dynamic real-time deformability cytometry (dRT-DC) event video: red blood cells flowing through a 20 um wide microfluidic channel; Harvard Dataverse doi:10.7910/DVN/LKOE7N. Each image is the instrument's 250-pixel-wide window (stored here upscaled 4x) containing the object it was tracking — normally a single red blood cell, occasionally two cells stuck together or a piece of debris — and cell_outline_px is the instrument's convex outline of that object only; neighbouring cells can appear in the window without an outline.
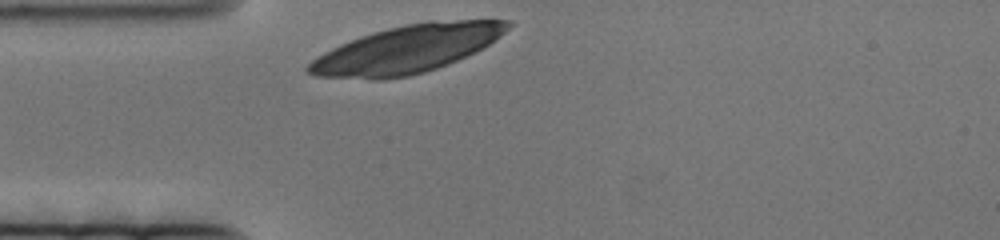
{"species": "human", "species_latin": "Homo sapiens", "temperature_condition": "cold", "stored_images_in_passage": 44, "camera_frame_rate_fps": 3000, "um_per_image_px": 0.085, "donor": {"sex": "female"}, "frame": {"image": 1, "passage_image": 1, "time_ms": 0.0, "image_size_px": [1000, 240], "cell_outline_px": [[512, 24], [500, 36], [488, 44], [448, 64], [424, 72], [408, 76], [380, 80], [372, 80], [316, 76], [308, 72], [304, 68], [316, 56], [340, 44], [388, 28], [428, 20], [512, 20]], "centroid_in_image_um": [34.55, 4.19], "position_along_channel_um": 50.5, "area_um2": 54.68}}
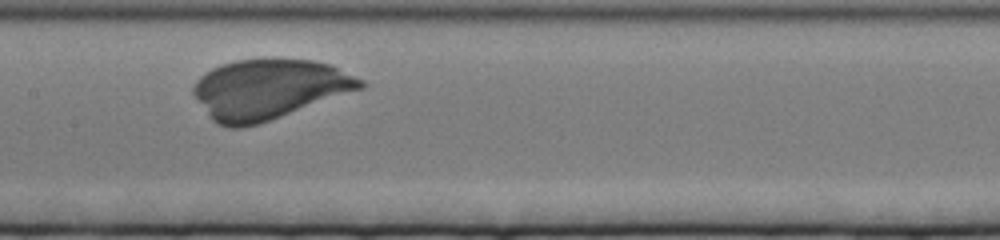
{"frame": {"image": 2, "passage_image": 19, "time_ms": 6.0, "image_size_px": [1000, 240], "cell_outline_px": [[368, 84], [364, 88], [260, 124], [240, 128], [228, 128], [216, 124], [212, 120], [192, 92], [192, 88], [196, 80], [200, 76], [212, 68], [220, 64], [236, 60], [264, 56], [276, 56], [316, 60], [332, 64], [364, 80]], "centroid_in_image_um": [22.89, 7.54], "position_along_channel_um": 184.5, "area_um2": 59.77}}
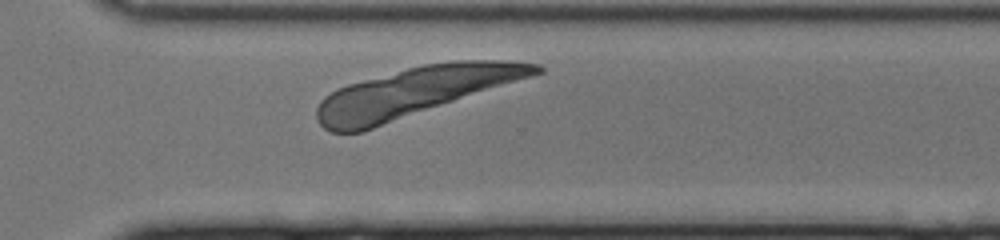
{"frame": {"image": 3, "passage_image": 38, "time_ms": 12.333, "image_size_px": [1000, 240], "cell_outline_px": [[544, 72], [532, 76], [360, 132], [332, 132], [324, 128], [316, 120], [316, 108], [320, 100], [324, 96], [348, 84], [408, 68], [424, 64], [452, 60], [500, 60], [540, 64], [544, 68]], "centroid_in_image_um": [35.24, 7.8], "position_along_channel_um": 335.4, "area_um2": 61.85}}